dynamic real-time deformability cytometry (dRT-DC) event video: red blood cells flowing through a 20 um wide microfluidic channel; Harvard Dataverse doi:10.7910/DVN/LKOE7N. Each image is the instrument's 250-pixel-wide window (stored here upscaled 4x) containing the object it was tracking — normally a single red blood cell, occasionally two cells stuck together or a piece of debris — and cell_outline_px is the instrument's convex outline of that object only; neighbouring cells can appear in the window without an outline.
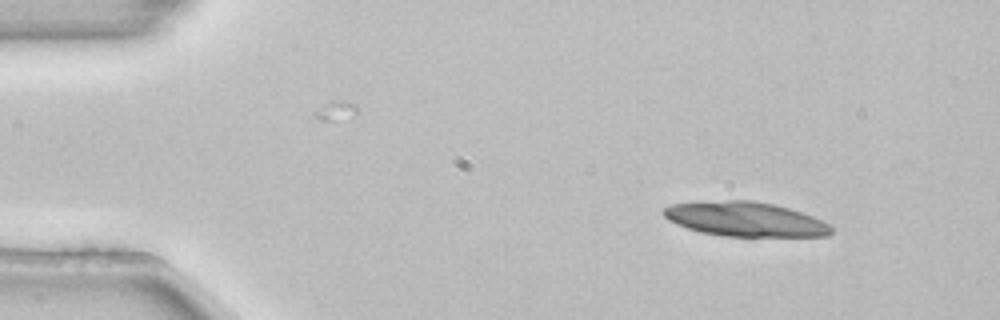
{"species": "common noctule bat (a hibernating species)", "species_latin": "Nyctalus noctula", "temperature_condition": "room temperature", "stored_images_in_passage": 3, "camera_frame_rate_fps": 3000, "um_per_image_px": 0.085, "animal": {"sex": "female", "body_mass_g": 22.7, "forearm_length_mm": 54.2}, "frame": {"image": 1, "passage_image": 1, "time_ms": 0.0, "image_size_px": [1000, 320], "cell_outline_px": [[832, 232], [828, 236], [724, 236], [700, 232], [676, 224], [668, 220], [660, 212], [664, 208], [672, 204], [728, 200], [752, 200], [772, 204], [788, 208], [812, 216], [828, 224], [832, 228]], "centroid_in_image_um": [63.31, 18.63], "position_along_channel_um": 21.7, "area_um2": 33.41}}